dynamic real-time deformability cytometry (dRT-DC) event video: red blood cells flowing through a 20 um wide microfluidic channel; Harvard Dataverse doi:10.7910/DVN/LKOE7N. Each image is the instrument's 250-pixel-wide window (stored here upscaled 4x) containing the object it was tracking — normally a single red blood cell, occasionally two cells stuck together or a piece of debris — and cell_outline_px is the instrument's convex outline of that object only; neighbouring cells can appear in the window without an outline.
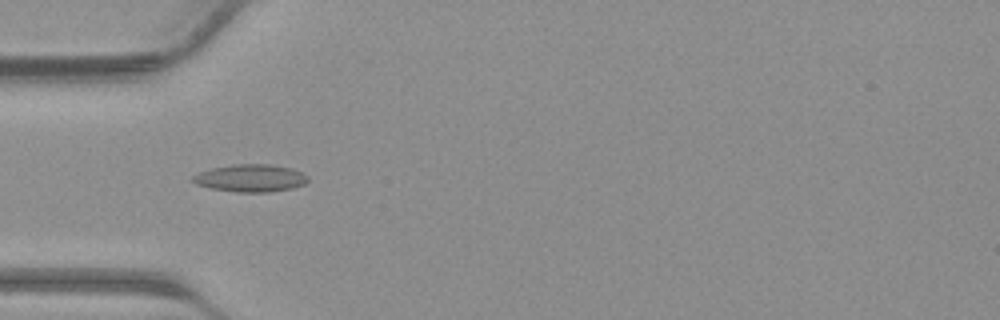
{"species": "common noctule bat (a hibernating species)", "species_latin": "Nyctalus noctula", "temperature_condition": "warm", "stored_images_in_passage": 32, "camera_frame_rate_fps": 3000, "um_per_image_px": 0.085, "animal": {"sex": "male", "body_mass_g": 23.1, "forearm_length_mm": 52.7}, "frame": {"image": 1, "passage_image": 6, "time_ms": 1.667, "image_size_px": [1000, 320], "cell_outline_px": [[308, 180], [304, 184], [292, 188], [268, 192], [236, 192], [212, 188], [196, 184], [192, 180], [192, 176], [200, 172], [212, 168], [232, 164], [272, 164], [292, 168], [308, 176]], "centroid_in_image_um": [21.3, 15.13], "position_along_channel_um": 63.7, "area_um2": 18.38}}
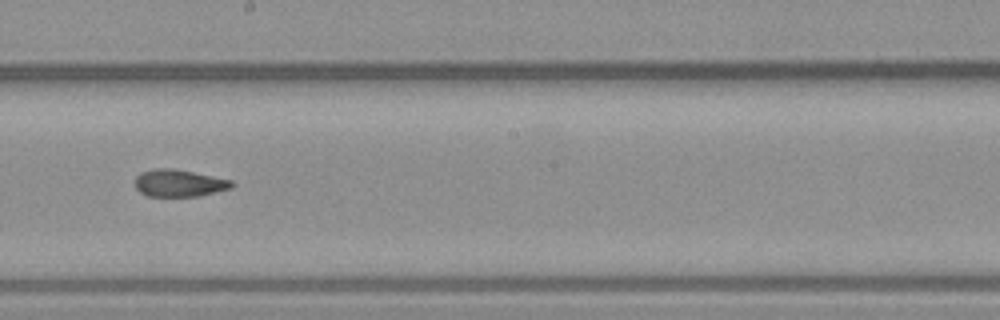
{"frame": {"image": 2, "passage_image": 16, "time_ms": 5.0, "image_size_px": [1000, 320], "cell_outline_px": [[236, 184], [232, 188], [200, 196], [148, 196], [140, 192], [136, 188], [136, 176], [140, 172], [156, 168], [172, 168], [232, 180]], "centroid_in_image_um": [15.24, 15.57], "position_along_channel_um": 233.0, "area_um2": 15.32}}
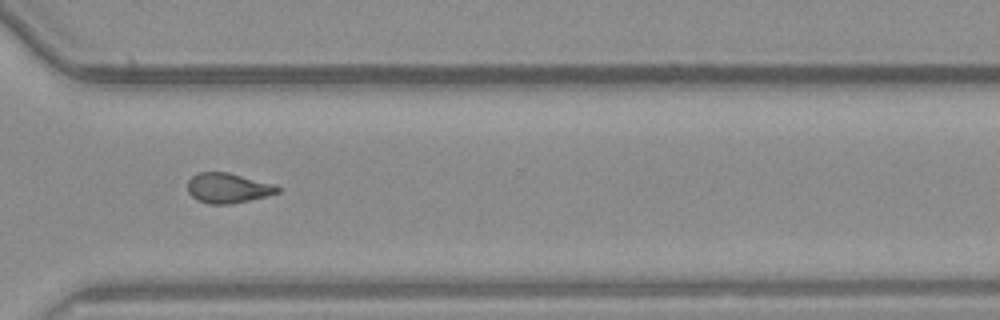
{"frame": {"image": 3, "passage_image": 23, "time_ms": 7.333, "image_size_px": [1000, 320], "cell_outline_px": [[280, 192], [268, 196], [232, 204], [208, 204], [196, 200], [188, 192], [188, 180], [192, 176], [200, 172], [228, 172], [276, 184], [280, 188]], "centroid_in_image_um": [19.4, 15.99], "position_along_channel_um": 351.2, "area_um2": 15.95}}